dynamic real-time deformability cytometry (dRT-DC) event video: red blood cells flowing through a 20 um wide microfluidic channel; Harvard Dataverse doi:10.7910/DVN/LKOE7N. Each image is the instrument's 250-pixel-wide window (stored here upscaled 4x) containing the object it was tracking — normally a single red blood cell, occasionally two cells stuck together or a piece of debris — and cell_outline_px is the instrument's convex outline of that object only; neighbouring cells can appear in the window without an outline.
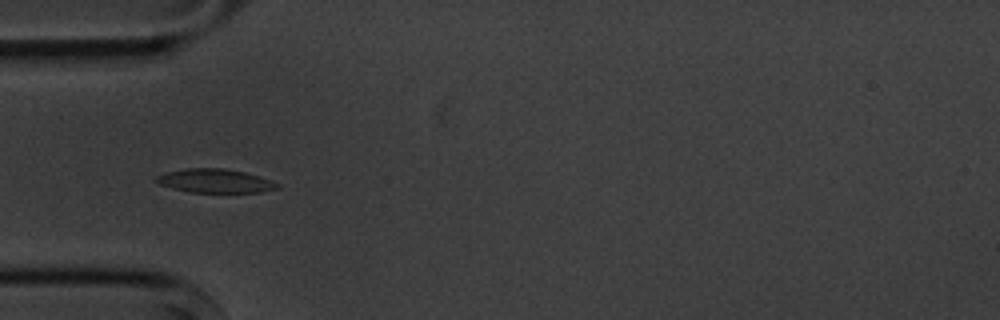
{"species": "common noctule bat (a hibernating species)", "species_latin": "Nyctalus noctula", "temperature_condition": "cold", "stored_images_in_passage": 6, "camera_frame_rate_fps": 3000, "um_per_image_px": 0.085, "animal": {"sex": "male", "body_mass_g": 20.1, "forearm_length_mm": 53.5}, "frame": {"image": 1, "passage_image": 5, "time_ms": 4.667, "image_size_px": [1000, 320], "cell_outline_px": [[280, 188], [260, 192], [192, 192], [172, 188], [160, 184], [152, 180], [156, 176], [168, 172], [188, 168], [224, 168], [244, 172], [280, 184]], "centroid_in_image_um": [18.25, 15.38], "position_along_channel_um": 66.8, "area_um2": 16.53}}
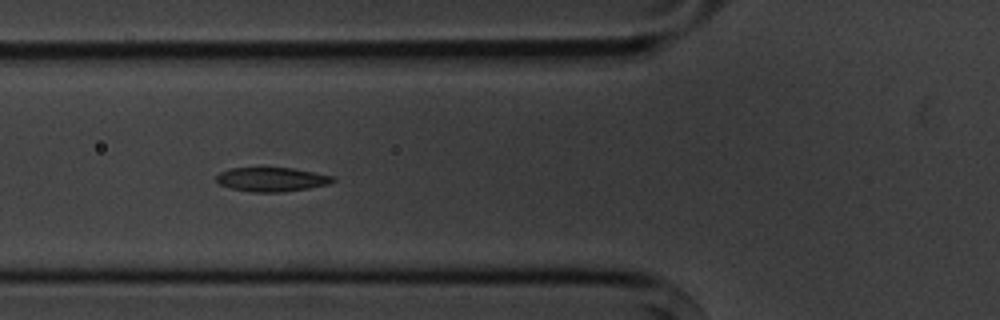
{"frame": {"image": 2, "passage_image": 6, "time_ms": 5.667, "image_size_px": [1000, 320], "cell_outline_px": [[336, 180], [328, 184], [308, 188], [284, 192], [252, 192], [232, 188], [220, 184], [216, 180], [216, 176], [220, 172], [232, 168], [292, 168], [332, 176]], "centroid_in_image_um": [23.08, 15.25], "position_along_channel_um": 102.7, "area_um2": 16.13}}